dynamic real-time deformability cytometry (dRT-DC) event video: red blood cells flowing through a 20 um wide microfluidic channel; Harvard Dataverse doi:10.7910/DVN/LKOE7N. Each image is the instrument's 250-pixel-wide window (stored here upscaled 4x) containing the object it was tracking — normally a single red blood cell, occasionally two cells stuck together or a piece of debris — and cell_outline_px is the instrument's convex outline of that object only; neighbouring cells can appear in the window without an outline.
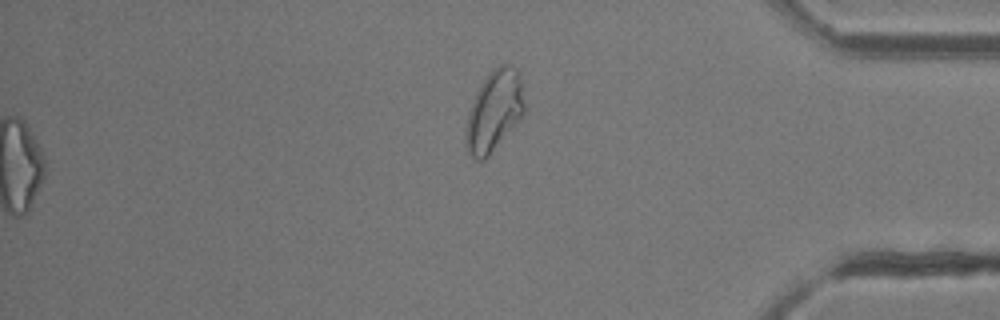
{"species": "common noctule bat (a hibernating species)", "species_latin": "Nyctalus noctula", "temperature_condition": "room temperature", "stored_images_in_passage": 31, "segment_of_instrument_passage": [2, 2], "camera_frame_rate_fps": 3000, "um_per_image_px": 0.085, "animal": {"sex": "female"}, "frame": {"image": 1, "passage_image": 31, "time_ms": 10.0, "image_size_px": [1000, 320], "cell_outline_px": [[524, 112], [488, 156], [484, 160], [476, 160], [468, 152], [464, 144], [464, 136], [468, 112], [476, 92], [492, 68], [500, 64], [508, 64], [516, 68], [520, 80], [524, 104]], "centroid_in_image_um": [41.95, 9.43], "position_along_channel_um": 393.2, "area_um2": 27.11}}